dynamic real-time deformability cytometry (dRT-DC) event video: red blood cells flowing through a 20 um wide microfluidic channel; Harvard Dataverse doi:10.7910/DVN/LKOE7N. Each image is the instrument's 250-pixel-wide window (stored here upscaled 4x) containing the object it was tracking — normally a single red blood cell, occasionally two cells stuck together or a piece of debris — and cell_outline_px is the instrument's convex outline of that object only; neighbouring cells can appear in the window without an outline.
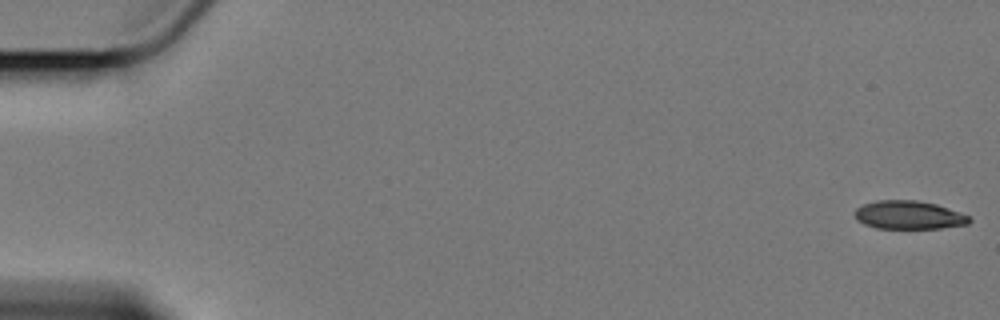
{"species": "Egyptian fruit bat (a non-hibernating species)", "species_latin": "Rousettus aegyptiacus", "temperature_condition": "cold", "stored_images_in_passage": 59, "camera_frame_rate_fps": 3000, "um_per_image_px": 0.085, "animal": {"sex": "female"}, "frame": {"image": 1, "passage_image": 1, "time_ms": 0.0, "image_size_px": [1000, 320], "cell_outline_px": [[972, 220], [968, 224], [940, 228], [876, 228], [864, 224], [856, 220], [852, 212], [856, 208], [864, 204], [876, 200], [916, 200], [936, 204], [960, 212], [968, 216]], "centroid_in_image_um": [77.2, 18.27], "position_along_channel_um": 7.8, "area_um2": 19.02}}
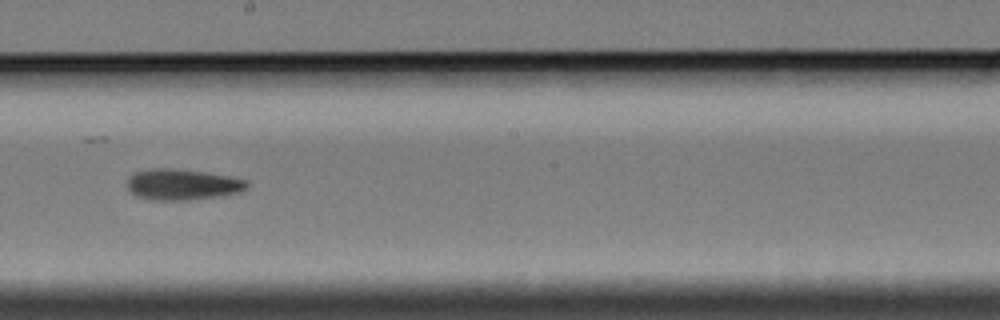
{"frame": {"image": 2, "passage_image": 34, "time_ms": 11.0, "image_size_px": [1000, 320], "cell_outline_px": [[248, 184], [240, 192], [216, 196], [188, 200], [148, 200], [136, 196], [128, 188], [128, 176], [136, 172], [152, 168], [176, 168], [204, 172], [228, 176], [248, 180]], "centroid_in_image_um": [15.46, 15.68], "position_along_channel_um": 232.7, "area_um2": 21.5}}
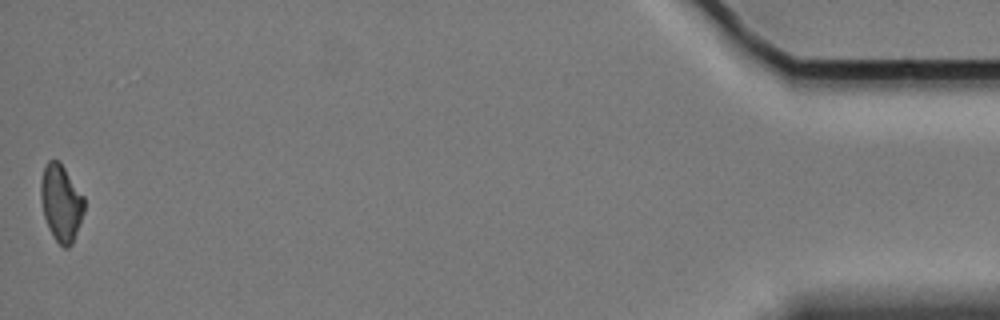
{"frame": {"image": 3, "passage_image": 59, "time_ms": 19.333, "image_size_px": [1000, 320], "cell_outline_px": [[84, 212], [72, 244], [68, 248], [64, 248], [56, 240], [48, 228], [44, 216], [40, 200], [40, 184], [44, 168], [48, 160], [56, 160], [64, 168], [84, 196]], "centroid_in_image_um": [5.18, 17.27], "position_along_channel_um": 430.0, "area_um2": 19.25}, "authors_computed_cell_mechanics": {"area_um2": 20.519, "velocity_mm_per_s": 3.4204, "shape_relaxation_time_tau1_ms": 10.7196, "shape_relaxation_time_tau2_ms": null, "deformation_change_tau1": 0.1738, "deformation_change_tau2": null}}